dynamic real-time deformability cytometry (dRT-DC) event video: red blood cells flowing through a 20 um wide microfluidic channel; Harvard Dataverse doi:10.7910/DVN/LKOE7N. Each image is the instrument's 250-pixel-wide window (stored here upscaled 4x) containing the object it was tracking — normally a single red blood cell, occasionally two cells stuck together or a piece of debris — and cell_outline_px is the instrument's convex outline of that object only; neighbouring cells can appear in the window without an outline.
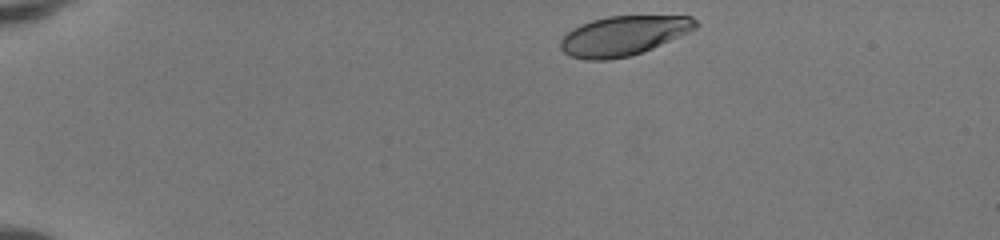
{"species": "human", "species_latin": "Homo sapiens", "temperature_condition": "room temperature", "stored_images_in_passage": 42, "camera_frame_rate_fps": 3000, "um_per_image_px": 0.085, "donor": {"sex": "female"}, "frame": {"image": 1, "passage_image": 1, "time_ms": 0.0, "image_size_px": [1000, 240], "cell_outline_px": [[700, 24], [696, 28], [680, 36], [644, 52], [632, 56], [608, 60], [584, 60], [568, 56], [560, 48], [560, 40], [572, 28], [580, 24], [592, 20], [608, 16], [692, 16]], "centroid_in_image_um": [52.98, 3.05], "position_along_channel_um": 32.0, "area_um2": 31.44}}
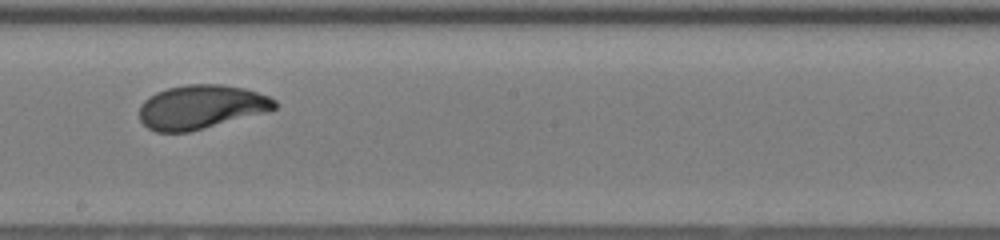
{"frame": {"image": 2, "passage_image": 22, "time_ms": 7.0, "image_size_px": [1000, 240], "cell_outline_px": [[276, 108], [268, 112], [188, 132], [156, 132], [148, 128], [140, 120], [140, 104], [148, 96], [156, 92], [168, 88], [188, 84], [220, 84], [244, 88], [268, 96], [276, 100]], "centroid_in_image_um": [17.09, 9.09], "position_along_channel_um": 231.1, "area_um2": 34.68}}
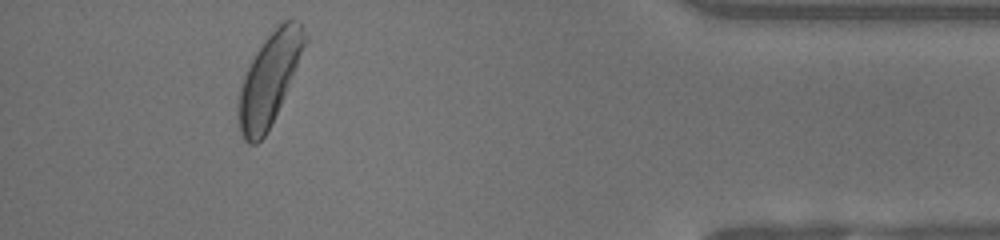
{"frame": {"image": 3, "passage_image": 38, "time_ms": 12.333, "image_size_px": [1000, 240], "cell_outline_px": [[308, 40], [284, 96], [268, 132], [256, 144], [248, 144], [244, 140], [240, 132], [240, 88], [244, 76], [256, 52], [268, 36], [284, 20], [300, 20]], "centroid_in_image_um": [22.92, 6.71], "position_along_channel_um": 412.3, "area_um2": 34.28}, "authors_computed_cell_mechanics": {"area_um2": 34.2176, "velocity_mm_per_s": 4.1431, "shape_relaxation_time_tau1_ms": 2.5144, "shape_relaxation_time_tau2_ms": 0.659, "deformation_change_tau1": 0.1449, "deformation_change_tau2": 0.0527}}